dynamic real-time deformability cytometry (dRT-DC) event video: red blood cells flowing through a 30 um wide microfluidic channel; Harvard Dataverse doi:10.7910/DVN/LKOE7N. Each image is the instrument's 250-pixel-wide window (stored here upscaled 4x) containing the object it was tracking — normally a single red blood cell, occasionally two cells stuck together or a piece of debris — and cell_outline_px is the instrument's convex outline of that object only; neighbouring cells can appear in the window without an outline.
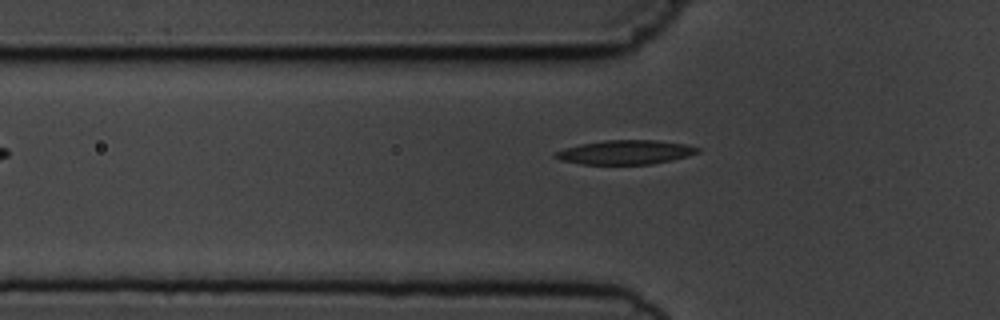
{"species": "common noctule bat (a hibernating species)", "species_latin": "Nyctalus noctula", "temperature_condition": "cold", "stored_images_in_passage": 6, "camera_frame_rate_fps": 3000, "um_per_image_px": 0.085, "animal": {"sex": "male", "body_mass_g": 19.5, "forearm_length_mm": 54.6}, "frame": {"image": 1, "passage_image": 6, "time_ms": 5.667, "image_size_px": [1000, 320], "cell_outline_px": [[700, 152], [688, 156], [672, 160], [652, 164], [580, 164], [560, 160], [552, 156], [552, 152], [564, 148], [580, 144], [604, 140], [656, 140], [688, 144], [700, 148]], "centroid_in_image_um": [53.14, 12.94], "position_along_channel_um": 72.7, "area_um2": 20.29}}